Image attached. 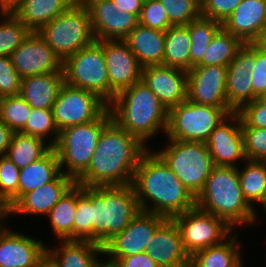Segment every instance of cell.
<instances>
[{"instance_id": "cell-1", "label": "cell", "mask_w": 266, "mask_h": 267, "mask_svg": "<svg viewBox=\"0 0 266 267\" xmlns=\"http://www.w3.org/2000/svg\"><path fill=\"white\" fill-rule=\"evenodd\" d=\"M148 149L111 120L102 130L88 168L75 180L81 186L132 184L135 169Z\"/></svg>"}, {"instance_id": "cell-2", "label": "cell", "mask_w": 266, "mask_h": 267, "mask_svg": "<svg viewBox=\"0 0 266 267\" xmlns=\"http://www.w3.org/2000/svg\"><path fill=\"white\" fill-rule=\"evenodd\" d=\"M132 185L141 211L173 218L196 207V197L163 158L149 148L139 160ZM149 201L152 205H148Z\"/></svg>"}, {"instance_id": "cell-3", "label": "cell", "mask_w": 266, "mask_h": 267, "mask_svg": "<svg viewBox=\"0 0 266 267\" xmlns=\"http://www.w3.org/2000/svg\"><path fill=\"white\" fill-rule=\"evenodd\" d=\"M108 109L112 120L145 146L158 130L166 133L168 110L141 80L116 94Z\"/></svg>"}, {"instance_id": "cell-4", "label": "cell", "mask_w": 266, "mask_h": 267, "mask_svg": "<svg viewBox=\"0 0 266 267\" xmlns=\"http://www.w3.org/2000/svg\"><path fill=\"white\" fill-rule=\"evenodd\" d=\"M196 207L218 216L233 229L236 224L246 226L258 219L256 209L243 197L238 167L215 166L196 197Z\"/></svg>"}, {"instance_id": "cell-5", "label": "cell", "mask_w": 266, "mask_h": 267, "mask_svg": "<svg viewBox=\"0 0 266 267\" xmlns=\"http://www.w3.org/2000/svg\"><path fill=\"white\" fill-rule=\"evenodd\" d=\"M83 192L91 199L93 242L102 247L141 211L132 184L83 186Z\"/></svg>"}, {"instance_id": "cell-6", "label": "cell", "mask_w": 266, "mask_h": 267, "mask_svg": "<svg viewBox=\"0 0 266 267\" xmlns=\"http://www.w3.org/2000/svg\"><path fill=\"white\" fill-rule=\"evenodd\" d=\"M112 120L107 109L97 120L60 131L54 146L60 171L76 180L89 166L103 128ZM66 167V171L62 170Z\"/></svg>"}, {"instance_id": "cell-7", "label": "cell", "mask_w": 266, "mask_h": 267, "mask_svg": "<svg viewBox=\"0 0 266 267\" xmlns=\"http://www.w3.org/2000/svg\"><path fill=\"white\" fill-rule=\"evenodd\" d=\"M38 33L62 62L96 41L89 12L80 0L44 25Z\"/></svg>"}, {"instance_id": "cell-8", "label": "cell", "mask_w": 266, "mask_h": 267, "mask_svg": "<svg viewBox=\"0 0 266 267\" xmlns=\"http://www.w3.org/2000/svg\"><path fill=\"white\" fill-rule=\"evenodd\" d=\"M168 142L165 149L156 152L191 194L197 197L215 167L207 144L171 139Z\"/></svg>"}, {"instance_id": "cell-9", "label": "cell", "mask_w": 266, "mask_h": 267, "mask_svg": "<svg viewBox=\"0 0 266 267\" xmlns=\"http://www.w3.org/2000/svg\"><path fill=\"white\" fill-rule=\"evenodd\" d=\"M230 109L184 102L168 110L166 136L171 140L206 143L211 132L230 114Z\"/></svg>"}, {"instance_id": "cell-10", "label": "cell", "mask_w": 266, "mask_h": 267, "mask_svg": "<svg viewBox=\"0 0 266 267\" xmlns=\"http://www.w3.org/2000/svg\"><path fill=\"white\" fill-rule=\"evenodd\" d=\"M65 83L97 94L109 104V79L103 40L80 49L63 62Z\"/></svg>"}, {"instance_id": "cell-11", "label": "cell", "mask_w": 266, "mask_h": 267, "mask_svg": "<svg viewBox=\"0 0 266 267\" xmlns=\"http://www.w3.org/2000/svg\"><path fill=\"white\" fill-rule=\"evenodd\" d=\"M180 229L182 244L191 257L197 251L221 244L234 230L223 219L197 207L173 217Z\"/></svg>"}, {"instance_id": "cell-12", "label": "cell", "mask_w": 266, "mask_h": 267, "mask_svg": "<svg viewBox=\"0 0 266 267\" xmlns=\"http://www.w3.org/2000/svg\"><path fill=\"white\" fill-rule=\"evenodd\" d=\"M108 104L97 94L66 83L61 87L52 112L59 132L67 127L97 120Z\"/></svg>"}, {"instance_id": "cell-13", "label": "cell", "mask_w": 266, "mask_h": 267, "mask_svg": "<svg viewBox=\"0 0 266 267\" xmlns=\"http://www.w3.org/2000/svg\"><path fill=\"white\" fill-rule=\"evenodd\" d=\"M166 219L163 215L140 211L122 232L103 246V256L120 259L146 252L147 243Z\"/></svg>"}, {"instance_id": "cell-14", "label": "cell", "mask_w": 266, "mask_h": 267, "mask_svg": "<svg viewBox=\"0 0 266 267\" xmlns=\"http://www.w3.org/2000/svg\"><path fill=\"white\" fill-rule=\"evenodd\" d=\"M87 8L96 41L124 40L138 25L135 14L118 10L112 0H80Z\"/></svg>"}, {"instance_id": "cell-15", "label": "cell", "mask_w": 266, "mask_h": 267, "mask_svg": "<svg viewBox=\"0 0 266 267\" xmlns=\"http://www.w3.org/2000/svg\"><path fill=\"white\" fill-rule=\"evenodd\" d=\"M226 79V66H194L187 71V100L230 109L226 99Z\"/></svg>"}, {"instance_id": "cell-16", "label": "cell", "mask_w": 266, "mask_h": 267, "mask_svg": "<svg viewBox=\"0 0 266 267\" xmlns=\"http://www.w3.org/2000/svg\"><path fill=\"white\" fill-rule=\"evenodd\" d=\"M9 57L22 78L58 72L63 69L61 59L43 37L35 31H31Z\"/></svg>"}, {"instance_id": "cell-17", "label": "cell", "mask_w": 266, "mask_h": 267, "mask_svg": "<svg viewBox=\"0 0 266 267\" xmlns=\"http://www.w3.org/2000/svg\"><path fill=\"white\" fill-rule=\"evenodd\" d=\"M109 79V103L119 92L141 80L142 67L125 40H103Z\"/></svg>"}, {"instance_id": "cell-18", "label": "cell", "mask_w": 266, "mask_h": 267, "mask_svg": "<svg viewBox=\"0 0 266 267\" xmlns=\"http://www.w3.org/2000/svg\"><path fill=\"white\" fill-rule=\"evenodd\" d=\"M255 64L256 43H245L227 66L226 99L233 113L257 98L250 74Z\"/></svg>"}, {"instance_id": "cell-19", "label": "cell", "mask_w": 266, "mask_h": 267, "mask_svg": "<svg viewBox=\"0 0 266 267\" xmlns=\"http://www.w3.org/2000/svg\"><path fill=\"white\" fill-rule=\"evenodd\" d=\"M215 166L238 167L246 161L240 116L230 114L212 132L206 142Z\"/></svg>"}, {"instance_id": "cell-20", "label": "cell", "mask_w": 266, "mask_h": 267, "mask_svg": "<svg viewBox=\"0 0 266 267\" xmlns=\"http://www.w3.org/2000/svg\"><path fill=\"white\" fill-rule=\"evenodd\" d=\"M141 81L167 110L187 100V71L183 69L165 65L146 66L141 70Z\"/></svg>"}, {"instance_id": "cell-21", "label": "cell", "mask_w": 266, "mask_h": 267, "mask_svg": "<svg viewBox=\"0 0 266 267\" xmlns=\"http://www.w3.org/2000/svg\"><path fill=\"white\" fill-rule=\"evenodd\" d=\"M17 231H0V267H39L47 258L42 242Z\"/></svg>"}, {"instance_id": "cell-22", "label": "cell", "mask_w": 266, "mask_h": 267, "mask_svg": "<svg viewBox=\"0 0 266 267\" xmlns=\"http://www.w3.org/2000/svg\"><path fill=\"white\" fill-rule=\"evenodd\" d=\"M146 253L159 267H190V256L184 250L179 227L167 218L147 243Z\"/></svg>"}, {"instance_id": "cell-23", "label": "cell", "mask_w": 266, "mask_h": 267, "mask_svg": "<svg viewBox=\"0 0 266 267\" xmlns=\"http://www.w3.org/2000/svg\"><path fill=\"white\" fill-rule=\"evenodd\" d=\"M266 25V0H242L222 27L244 44L255 43Z\"/></svg>"}, {"instance_id": "cell-24", "label": "cell", "mask_w": 266, "mask_h": 267, "mask_svg": "<svg viewBox=\"0 0 266 267\" xmlns=\"http://www.w3.org/2000/svg\"><path fill=\"white\" fill-rule=\"evenodd\" d=\"M75 180L60 173L53 181L25 193L13 206V214L47 215L62 196L75 184Z\"/></svg>"}, {"instance_id": "cell-25", "label": "cell", "mask_w": 266, "mask_h": 267, "mask_svg": "<svg viewBox=\"0 0 266 267\" xmlns=\"http://www.w3.org/2000/svg\"><path fill=\"white\" fill-rule=\"evenodd\" d=\"M64 70L22 78L19 95L35 109H52L61 87Z\"/></svg>"}, {"instance_id": "cell-26", "label": "cell", "mask_w": 266, "mask_h": 267, "mask_svg": "<svg viewBox=\"0 0 266 267\" xmlns=\"http://www.w3.org/2000/svg\"><path fill=\"white\" fill-rule=\"evenodd\" d=\"M124 40L142 68L163 65L165 32L138 24Z\"/></svg>"}, {"instance_id": "cell-27", "label": "cell", "mask_w": 266, "mask_h": 267, "mask_svg": "<svg viewBox=\"0 0 266 267\" xmlns=\"http://www.w3.org/2000/svg\"><path fill=\"white\" fill-rule=\"evenodd\" d=\"M78 0H21L12 13L30 30L38 32Z\"/></svg>"}, {"instance_id": "cell-28", "label": "cell", "mask_w": 266, "mask_h": 267, "mask_svg": "<svg viewBox=\"0 0 266 267\" xmlns=\"http://www.w3.org/2000/svg\"><path fill=\"white\" fill-rule=\"evenodd\" d=\"M61 246L47 247V258L56 267H93L103 247L92 241L60 240Z\"/></svg>"}, {"instance_id": "cell-29", "label": "cell", "mask_w": 266, "mask_h": 267, "mask_svg": "<svg viewBox=\"0 0 266 267\" xmlns=\"http://www.w3.org/2000/svg\"><path fill=\"white\" fill-rule=\"evenodd\" d=\"M60 173L59 157L54 147H52L43 157L20 169L18 200L25 193L50 183Z\"/></svg>"}, {"instance_id": "cell-30", "label": "cell", "mask_w": 266, "mask_h": 267, "mask_svg": "<svg viewBox=\"0 0 266 267\" xmlns=\"http://www.w3.org/2000/svg\"><path fill=\"white\" fill-rule=\"evenodd\" d=\"M237 237L231 233L221 244L197 251L190 257V267H244Z\"/></svg>"}, {"instance_id": "cell-31", "label": "cell", "mask_w": 266, "mask_h": 267, "mask_svg": "<svg viewBox=\"0 0 266 267\" xmlns=\"http://www.w3.org/2000/svg\"><path fill=\"white\" fill-rule=\"evenodd\" d=\"M191 37L186 25L171 26L165 32L163 65L190 70Z\"/></svg>"}, {"instance_id": "cell-32", "label": "cell", "mask_w": 266, "mask_h": 267, "mask_svg": "<svg viewBox=\"0 0 266 267\" xmlns=\"http://www.w3.org/2000/svg\"><path fill=\"white\" fill-rule=\"evenodd\" d=\"M77 206L75 183L47 214L51 229L59 240H73V221Z\"/></svg>"}, {"instance_id": "cell-33", "label": "cell", "mask_w": 266, "mask_h": 267, "mask_svg": "<svg viewBox=\"0 0 266 267\" xmlns=\"http://www.w3.org/2000/svg\"><path fill=\"white\" fill-rule=\"evenodd\" d=\"M245 167H238L239 182L243 197L253 207L262 205L266 200V161L246 160ZM243 169V170H242Z\"/></svg>"}, {"instance_id": "cell-34", "label": "cell", "mask_w": 266, "mask_h": 267, "mask_svg": "<svg viewBox=\"0 0 266 267\" xmlns=\"http://www.w3.org/2000/svg\"><path fill=\"white\" fill-rule=\"evenodd\" d=\"M45 140L22 133H14L6 156L19 168H25L30 163L43 157L52 146Z\"/></svg>"}, {"instance_id": "cell-35", "label": "cell", "mask_w": 266, "mask_h": 267, "mask_svg": "<svg viewBox=\"0 0 266 267\" xmlns=\"http://www.w3.org/2000/svg\"><path fill=\"white\" fill-rule=\"evenodd\" d=\"M244 43L221 27L213 36L203 59L195 66H228Z\"/></svg>"}, {"instance_id": "cell-36", "label": "cell", "mask_w": 266, "mask_h": 267, "mask_svg": "<svg viewBox=\"0 0 266 267\" xmlns=\"http://www.w3.org/2000/svg\"><path fill=\"white\" fill-rule=\"evenodd\" d=\"M191 37L190 69L197 65L207 51L208 45L213 36L222 27L218 21L200 17L186 25Z\"/></svg>"}, {"instance_id": "cell-37", "label": "cell", "mask_w": 266, "mask_h": 267, "mask_svg": "<svg viewBox=\"0 0 266 267\" xmlns=\"http://www.w3.org/2000/svg\"><path fill=\"white\" fill-rule=\"evenodd\" d=\"M0 57H9L31 32L12 12H0Z\"/></svg>"}, {"instance_id": "cell-38", "label": "cell", "mask_w": 266, "mask_h": 267, "mask_svg": "<svg viewBox=\"0 0 266 267\" xmlns=\"http://www.w3.org/2000/svg\"><path fill=\"white\" fill-rule=\"evenodd\" d=\"M25 135L39 137L43 140L52 136L49 144L54 147L59 139V130L55 124L52 109H31L24 129L20 132ZM50 134V136H49ZM48 136V137H47Z\"/></svg>"}, {"instance_id": "cell-39", "label": "cell", "mask_w": 266, "mask_h": 267, "mask_svg": "<svg viewBox=\"0 0 266 267\" xmlns=\"http://www.w3.org/2000/svg\"><path fill=\"white\" fill-rule=\"evenodd\" d=\"M32 107L18 94L0 98V119L14 132L20 133Z\"/></svg>"}, {"instance_id": "cell-40", "label": "cell", "mask_w": 266, "mask_h": 267, "mask_svg": "<svg viewBox=\"0 0 266 267\" xmlns=\"http://www.w3.org/2000/svg\"><path fill=\"white\" fill-rule=\"evenodd\" d=\"M73 240L93 242V222L91 221V199L77 184V206L73 221Z\"/></svg>"}, {"instance_id": "cell-41", "label": "cell", "mask_w": 266, "mask_h": 267, "mask_svg": "<svg viewBox=\"0 0 266 267\" xmlns=\"http://www.w3.org/2000/svg\"><path fill=\"white\" fill-rule=\"evenodd\" d=\"M168 14L172 26L187 25L199 19L201 8L194 0H159Z\"/></svg>"}, {"instance_id": "cell-42", "label": "cell", "mask_w": 266, "mask_h": 267, "mask_svg": "<svg viewBox=\"0 0 266 267\" xmlns=\"http://www.w3.org/2000/svg\"><path fill=\"white\" fill-rule=\"evenodd\" d=\"M20 169L5 155L0 156V196L12 207L18 201Z\"/></svg>"}, {"instance_id": "cell-43", "label": "cell", "mask_w": 266, "mask_h": 267, "mask_svg": "<svg viewBox=\"0 0 266 267\" xmlns=\"http://www.w3.org/2000/svg\"><path fill=\"white\" fill-rule=\"evenodd\" d=\"M138 24L163 32H166L172 26L167 12L159 0L143 2Z\"/></svg>"}, {"instance_id": "cell-44", "label": "cell", "mask_w": 266, "mask_h": 267, "mask_svg": "<svg viewBox=\"0 0 266 267\" xmlns=\"http://www.w3.org/2000/svg\"><path fill=\"white\" fill-rule=\"evenodd\" d=\"M241 128L246 159L266 161V128Z\"/></svg>"}, {"instance_id": "cell-45", "label": "cell", "mask_w": 266, "mask_h": 267, "mask_svg": "<svg viewBox=\"0 0 266 267\" xmlns=\"http://www.w3.org/2000/svg\"><path fill=\"white\" fill-rule=\"evenodd\" d=\"M22 77L18 74L10 57H0V98L20 93Z\"/></svg>"}, {"instance_id": "cell-46", "label": "cell", "mask_w": 266, "mask_h": 267, "mask_svg": "<svg viewBox=\"0 0 266 267\" xmlns=\"http://www.w3.org/2000/svg\"><path fill=\"white\" fill-rule=\"evenodd\" d=\"M236 113L240 116L241 127L266 128V101L256 98Z\"/></svg>"}, {"instance_id": "cell-47", "label": "cell", "mask_w": 266, "mask_h": 267, "mask_svg": "<svg viewBox=\"0 0 266 267\" xmlns=\"http://www.w3.org/2000/svg\"><path fill=\"white\" fill-rule=\"evenodd\" d=\"M241 1L242 0H209L201 9V15L202 17L223 24Z\"/></svg>"}, {"instance_id": "cell-48", "label": "cell", "mask_w": 266, "mask_h": 267, "mask_svg": "<svg viewBox=\"0 0 266 267\" xmlns=\"http://www.w3.org/2000/svg\"><path fill=\"white\" fill-rule=\"evenodd\" d=\"M253 93L260 98L266 91V50L256 44V64L251 70Z\"/></svg>"}, {"instance_id": "cell-49", "label": "cell", "mask_w": 266, "mask_h": 267, "mask_svg": "<svg viewBox=\"0 0 266 267\" xmlns=\"http://www.w3.org/2000/svg\"><path fill=\"white\" fill-rule=\"evenodd\" d=\"M110 260L115 261L119 267H159L146 252Z\"/></svg>"}, {"instance_id": "cell-50", "label": "cell", "mask_w": 266, "mask_h": 267, "mask_svg": "<svg viewBox=\"0 0 266 267\" xmlns=\"http://www.w3.org/2000/svg\"><path fill=\"white\" fill-rule=\"evenodd\" d=\"M118 10H124L139 17L143 1L141 0H112Z\"/></svg>"}, {"instance_id": "cell-51", "label": "cell", "mask_w": 266, "mask_h": 267, "mask_svg": "<svg viewBox=\"0 0 266 267\" xmlns=\"http://www.w3.org/2000/svg\"><path fill=\"white\" fill-rule=\"evenodd\" d=\"M14 132L0 119V156H5Z\"/></svg>"}, {"instance_id": "cell-52", "label": "cell", "mask_w": 266, "mask_h": 267, "mask_svg": "<svg viewBox=\"0 0 266 267\" xmlns=\"http://www.w3.org/2000/svg\"><path fill=\"white\" fill-rule=\"evenodd\" d=\"M12 215V207L9 202L2 196H0V231L7 229L3 223V220Z\"/></svg>"}, {"instance_id": "cell-53", "label": "cell", "mask_w": 266, "mask_h": 267, "mask_svg": "<svg viewBox=\"0 0 266 267\" xmlns=\"http://www.w3.org/2000/svg\"><path fill=\"white\" fill-rule=\"evenodd\" d=\"M21 0H0V12H12Z\"/></svg>"}, {"instance_id": "cell-54", "label": "cell", "mask_w": 266, "mask_h": 267, "mask_svg": "<svg viewBox=\"0 0 266 267\" xmlns=\"http://www.w3.org/2000/svg\"><path fill=\"white\" fill-rule=\"evenodd\" d=\"M93 267H119V266L115 261L107 258L105 262L98 259Z\"/></svg>"}, {"instance_id": "cell-55", "label": "cell", "mask_w": 266, "mask_h": 267, "mask_svg": "<svg viewBox=\"0 0 266 267\" xmlns=\"http://www.w3.org/2000/svg\"><path fill=\"white\" fill-rule=\"evenodd\" d=\"M255 43L266 50V25L264 26L260 38Z\"/></svg>"}, {"instance_id": "cell-56", "label": "cell", "mask_w": 266, "mask_h": 267, "mask_svg": "<svg viewBox=\"0 0 266 267\" xmlns=\"http://www.w3.org/2000/svg\"><path fill=\"white\" fill-rule=\"evenodd\" d=\"M39 267H56L48 258H46Z\"/></svg>"}, {"instance_id": "cell-57", "label": "cell", "mask_w": 266, "mask_h": 267, "mask_svg": "<svg viewBox=\"0 0 266 267\" xmlns=\"http://www.w3.org/2000/svg\"><path fill=\"white\" fill-rule=\"evenodd\" d=\"M194 1L202 9L209 0H194Z\"/></svg>"}, {"instance_id": "cell-58", "label": "cell", "mask_w": 266, "mask_h": 267, "mask_svg": "<svg viewBox=\"0 0 266 267\" xmlns=\"http://www.w3.org/2000/svg\"><path fill=\"white\" fill-rule=\"evenodd\" d=\"M263 101H266V91L263 93V95L260 97Z\"/></svg>"}, {"instance_id": "cell-59", "label": "cell", "mask_w": 266, "mask_h": 267, "mask_svg": "<svg viewBox=\"0 0 266 267\" xmlns=\"http://www.w3.org/2000/svg\"><path fill=\"white\" fill-rule=\"evenodd\" d=\"M261 206L264 208V210L266 212V200H265V202Z\"/></svg>"}]
</instances>
